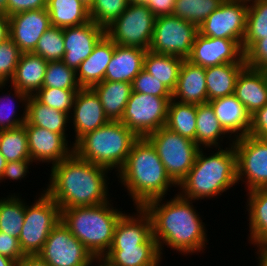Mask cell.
Wrapping results in <instances>:
<instances>
[{"mask_svg":"<svg viewBox=\"0 0 267 266\" xmlns=\"http://www.w3.org/2000/svg\"><path fill=\"white\" fill-rule=\"evenodd\" d=\"M21 54L18 46L10 38L0 43V83L9 84L12 80Z\"/></svg>","mask_w":267,"mask_h":266,"instance_id":"cell-45","label":"cell"},{"mask_svg":"<svg viewBox=\"0 0 267 266\" xmlns=\"http://www.w3.org/2000/svg\"><path fill=\"white\" fill-rule=\"evenodd\" d=\"M172 99L195 105L208 103L205 68L183 60Z\"/></svg>","mask_w":267,"mask_h":266,"instance_id":"cell-22","label":"cell"},{"mask_svg":"<svg viewBox=\"0 0 267 266\" xmlns=\"http://www.w3.org/2000/svg\"><path fill=\"white\" fill-rule=\"evenodd\" d=\"M33 163L34 162L32 160H18L7 162L3 174L0 178V183H5L7 179L11 182L12 180L13 182H21V180H24V178L26 180V177H28L27 175L30 173L29 169H31V167L34 165Z\"/></svg>","mask_w":267,"mask_h":266,"instance_id":"cell-48","label":"cell"},{"mask_svg":"<svg viewBox=\"0 0 267 266\" xmlns=\"http://www.w3.org/2000/svg\"><path fill=\"white\" fill-rule=\"evenodd\" d=\"M227 138V142L225 139ZM224 141V145L223 144ZM230 146L234 139L223 129L212 106L209 103L197 105L196 144L200 148H224ZM229 143V144H228Z\"/></svg>","mask_w":267,"mask_h":266,"instance_id":"cell-28","label":"cell"},{"mask_svg":"<svg viewBox=\"0 0 267 266\" xmlns=\"http://www.w3.org/2000/svg\"><path fill=\"white\" fill-rule=\"evenodd\" d=\"M46 9L53 27H74L90 21L89 9L80 0H47Z\"/></svg>","mask_w":267,"mask_h":266,"instance_id":"cell-34","label":"cell"},{"mask_svg":"<svg viewBox=\"0 0 267 266\" xmlns=\"http://www.w3.org/2000/svg\"><path fill=\"white\" fill-rule=\"evenodd\" d=\"M267 37V0H248L246 31L242 43L245 53L257 40Z\"/></svg>","mask_w":267,"mask_h":266,"instance_id":"cell-38","label":"cell"},{"mask_svg":"<svg viewBox=\"0 0 267 266\" xmlns=\"http://www.w3.org/2000/svg\"><path fill=\"white\" fill-rule=\"evenodd\" d=\"M138 137L121 121L107 124L88 132L73 146L81 159L114 170L116 174L124 165L133 143Z\"/></svg>","mask_w":267,"mask_h":266,"instance_id":"cell-6","label":"cell"},{"mask_svg":"<svg viewBox=\"0 0 267 266\" xmlns=\"http://www.w3.org/2000/svg\"><path fill=\"white\" fill-rule=\"evenodd\" d=\"M205 150L210 152L211 148L199 150L193 167L178 185V193L186 199H218V196L238 185L233 144L224 149L215 148L211 150L212 153H206Z\"/></svg>","mask_w":267,"mask_h":266,"instance_id":"cell-4","label":"cell"},{"mask_svg":"<svg viewBox=\"0 0 267 266\" xmlns=\"http://www.w3.org/2000/svg\"><path fill=\"white\" fill-rule=\"evenodd\" d=\"M116 178L133 207H142L146 202L162 198L178 185L167 174L155 148L146 138H138L132 145L129 155L116 173Z\"/></svg>","mask_w":267,"mask_h":266,"instance_id":"cell-3","label":"cell"},{"mask_svg":"<svg viewBox=\"0 0 267 266\" xmlns=\"http://www.w3.org/2000/svg\"><path fill=\"white\" fill-rule=\"evenodd\" d=\"M6 4H7V0H0V14H4Z\"/></svg>","mask_w":267,"mask_h":266,"instance_id":"cell-61","label":"cell"},{"mask_svg":"<svg viewBox=\"0 0 267 266\" xmlns=\"http://www.w3.org/2000/svg\"><path fill=\"white\" fill-rule=\"evenodd\" d=\"M79 90L42 87L33 96L42 104L71 115L74 99Z\"/></svg>","mask_w":267,"mask_h":266,"instance_id":"cell-43","label":"cell"},{"mask_svg":"<svg viewBox=\"0 0 267 266\" xmlns=\"http://www.w3.org/2000/svg\"><path fill=\"white\" fill-rule=\"evenodd\" d=\"M127 0H95L89 9L90 20L106 29L128 7Z\"/></svg>","mask_w":267,"mask_h":266,"instance_id":"cell-44","label":"cell"},{"mask_svg":"<svg viewBox=\"0 0 267 266\" xmlns=\"http://www.w3.org/2000/svg\"><path fill=\"white\" fill-rule=\"evenodd\" d=\"M96 266H114V265H112L104 257H97V265Z\"/></svg>","mask_w":267,"mask_h":266,"instance_id":"cell-57","label":"cell"},{"mask_svg":"<svg viewBox=\"0 0 267 266\" xmlns=\"http://www.w3.org/2000/svg\"><path fill=\"white\" fill-rule=\"evenodd\" d=\"M246 63H225L205 68L208 101L234 94L237 78Z\"/></svg>","mask_w":267,"mask_h":266,"instance_id":"cell-32","label":"cell"},{"mask_svg":"<svg viewBox=\"0 0 267 266\" xmlns=\"http://www.w3.org/2000/svg\"><path fill=\"white\" fill-rule=\"evenodd\" d=\"M224 0H176L172 15L195 24L198 28Z\"/></svg>","mask_w":267,"mask_h":266,"instance_id":"cell-40","label":"cell"},{"mask_svg":"<svg viewBox=\"0 0 267 266\" xmlns=\"http://www.w3.org/2000/svg\"><path fill=\"white\" fill-rule=\"evenodd\" d=\"M234 95L250 115L267 104V71L246 66L239 74Z\"/></svg>","mask_w":267,"mask_h":266,"instance_id":"cell-21","label":"cell"},{"mask_svg":"<svg viewBox=\"0 0 267 266\" xmlns=\"http://www.w3.org/2000/svg\"><path fill=\"white\" fill-rule=\"evenodd\" d=\"M112 201L111 198L95 206L61 209V222L94 257H103L110 250L115 227L125 213Z\"/></svg>","mask_w":267,"mask_h":266,"instance_id":"cell-5","label":"cell"},{"mask_svg":"<svg viewBox=\"0 0 267 266\" xmlns=\"http://www.w3.org/2000/svg\"><path fill=\"white\" fill-rule=\"evenodd\" d=\"M254 256L258 257V260H255L258 264L257 266H267V245L261 248Z\"/></svg>","mask_w":267,"mask_h":266,"instance_id":"cell-55","label":"cell"},{"mask_svg":"<svg viewBox=\"0 0 267 266\" xmlns=\"http://www.w3.org/2000/svg\"><path fill=\"white\" fill-rule=\"evenodd\" d=\"M244 59L248 67L267 71V37L257 40L244 53Z\"/></svg>","mask_w":267,"mask_h":266,"instance_id":"cell-47","label":"cell"},{"mask_svg":"<svg viewBox=\"0 0 267 266\" xmlns=\"http://www.w3.org/2000/svg\"><path fill=\"white\" fill-rule=\"evenodd\" d=\"M176 0H148L145 4L155 17L172 15Z\"/></svg>","mask_w":267,"mask_h":266,"instance_id":"cell-52","label":"cell"},{"mask_svg":"<svg viewBox=\"0 0 267 266\" xmlns=\"http://www.w3.org/2000/svg\"><path fill=\"white\" fill-rule=\"evenodd\" d=\"M7 164L6 159L4 158V156L0 153V178L3 174L4 168Z\"/></svg>","mask_w":267,"mask_h":266,"instance_id":"cell-58","label":"cell"},{"mask_svg":"<svg viewBox=\"0 0 267 266\" xmlns=\"http://www.w3.org/2000/svg\"><path fill=\"white\" fill-rule=\"evenodd\" d=\"M105 35V29L92 20L80 26L63 28L65 53L62 61L77 70Z\"/></svg>","mask_w":267,"mask_h":266,"instance_id":"cell-19","label":"cell"},{"mask_svg":"<svg viewBox=\"0 0 267 266\" xmlns=\"http://www.w3.org/2000/svg\"><path fill=\"white\" fill-rule=\"evenodd\" d=\"M129 4H143L145 5L148 0H127Z\"/></svg>","mask_w":267,"mask_h":266,"instance_id":"cell-59","label":"cell"},{"mask_svg":"<svg viewBox=\"0 0 267 266\" xmlns=\"http://www.w3.org/2000/svg\"><path fill=\"white\" fill-rule=\"evenodd\" d=\"M135 212H125L119 219L112 246H135L145 243L152 236V223L143 207L136 206Z\"/></svg>","mask_w":267,"mask_h":266,"instance_id":"cell-23","label":"cell"},{"mask_svg":"<svg viewBox=\"0 0 267 266\" xmlns=\"http://www.w3.org/2000/svg\"><path fill=\"white\" fill-rule=\"evenodd\" d=\"M171 99L172 97H158L132 91L121 122L138 138H145L166 125Z\"/></svg>","mask_w":267,"mask_h":266,"instance_id":"cell-10","label":"cell"},{"mask_svg":"<svg viewBox=\"0 0 267 266\" xmlns=\"http://www.w3.org/2000/svg\"><path fill=\"white\" fill-rule=\"evenodd\" d=\"M103 257L114 266H160L163 261L153 235L140 245L111 246Z\"/></svg>","mask_w":267,"mask_h":266,"instance_id":"cell-24","label":"cell"},{"mask_svg":"<svg viewBox=\"0 0 267 266\" xmlns=\"http://www.w3.org/2000/svg\"><path fill=\"white\" fill-rule=\"evenodd\" d=\"M7 85L8 83H0V92L5 88V90H7L6 92L4 90V92L1 93L2 96H0V131L18 128L23 126L26 122V108L29 96L18 88ZM7 87H10V89L8 90ZM15 102L19 104V106H16ZM20 104L22 106H20ZM17 107L19 110L22 108V110H20L21 112ZM17 111L23 114L17 113Z\"/></svg>","mask_w":267,"mask_h":266,"instance_id":"cell-33","label":"cell"},{"mask_svg":"<svg viewBox=\"0 0 267 266\" xmlns=\"http://www.w3.org/2000/svg\"><path fill=\"white\" fill-rule=\"evenodd\" d=\"M248 135L267 139V104L251 115Z\"/></svg>","mask_w":267,"mask_h":266,"instance_id":"cell-51","label":"cell"},{"mask_svg":"<svg viewBox=\"0 0 267 266\" xmlns=\"http://www.w3.org/2000/svg\"><path fill=\"white\" fill-rule=\"evenodd\" d=\"M20 193H9L0 197V231L19 237L25 219V197Z\"/></svg>","mask_w":267,"mask_h":266,"instance_id":"cell-37","label":"cell"},{"mask_svg":"<svg viewBox=\"0 0 267 266\" xmlns=\"http://www.w3.org/2000/svg\"><path fill=\"white\" fill-rule=\"evenodd\" d=\"M186 60L203 68L225 63H245L242 47L235 40L203 36L199 32Z\"/></svg>","mask_w":267,"mask_h":266,"instance_id":"cell-15","label":"cell"},{"mask_svg":"<svg viewBox=\"0 0 267 266\" xmlns=\"http://www.w3.org/2000/svg\"><path fill=\"white\" fill-rule=\"evenodd\" d=\"M245 203L249 227L248 243L256 247L255 253L267 245V189H254L247 192Z\"/></svg>","mask_w":267,"mask_h":266,"instance_id":"cell-27","label":"cell"},{"mask_svg":"<svg viewBox=\"0 0 267 266\" xmlns=\"http://www.w3.org/2000/svg\"><path fill=\"white\" fill-rule=\"evenodd\" d=\"M28 138V148L31 160L36 164L47 163L51 167L73 153V145L62 134L45 128L24 124ZM70 142V144H69Z\"/></svg>","mask_w":267,"mask_h":266,"instance_id":"cell-16","label":"cell"},{"mask_svg":"<svg viewBox=\"0 0 267 266\" xmlns=\"http://www.w3.org/2000/svg\"><path fill=\"white\" fill-rule=\"evenodd\" d=\"M9 17L5 14H0V43L9 38Z\"/></svg>","mask_w":267,"mask_h":266,"instance_id":"cell-54","label":"cell"},{"mask_svg":"<svg viewBox=\"0 0 267 266\" xmlns=\"http://www.w3.org/2000/svg\"><path fill=\"white\" fill-rule=\"evenodd\" d=\"M92 89L99 96L105 115L109 121H121L132 93L131 83L104 80L94 85Z\"/></svg>","mask_w":267,"mask_h":266,"instance_id":"cell-31","label":"cell"},{"mask_svg":"<svg viewBox=\"0 0 267 266\" xmlns=\"http://www.w3.org/2000/svg\"><path fill=\"white\" fill-rule=\"evenodd\" d=\"M248 0H224L199 26V33L235 40L241 47L246 31Z\"/></svg>","mask_w":267,"mask_h":266,"instance_id":"cell-13","label":"cell"},{"mask_svg":"<svg viewBox=\"0 0 267 266\" xmlns=\"http://www.w3.org/2000/svg\"><path fill=\"white\" fill-rule=\"evenodd\" d=\"M88 9L94 4L95 0H80Z\"/></svg>","mask_w":267,"mask_h":266,"instance_id":"cell-60","label":"cell"},{"mask_svg":"<svg viewBox=\"0 0 267 266\" xmlns=\"http://www.w3.org/2000/svg\"><path fill=\"white\" fill-rule=\"evenodd\" d=\"M46 6L47 0H7L4 14L9 17L23 11L44 9Z\"/></svg>","mask_w":267,"mask_h":266,"instance_id":"cell-50","label":"cell"},{"mask_svg":"<svg viewBox=\"0 0 267 266\" xmlns=\"http://www.w3.org/2000/svg\"><path fill=\"white\" fill-rule=\"evenodd\" d=\"M233 147L238 185L244 183L246 192L267 189V139L246 135L234 139Z\"/></svg>","mask_w":267,"mask_h":266,"instance_id":"cell-11","label":"cell"},{"mask_svg":"<svg viewBox=\"0 0 267 266\" xmlns=\"http://www.w3.org/2000/svg\"><path fill=\"white\" fill-rule=\"evenodd\" d=\"M166 199L156 198L142 206L151 218L152 235L161 257L165 255V246L183 256L204 254L209 244L208 230L203 216L193 205L197 201L186 199L178 192Z\"/></svg>","mask_w":267,"mask_h":266,"instance_id":"cell-1","label":"cell"},{"mask_svg":"<svg viewBox=\"0 0 267 266\" xmlns=\"http://www.w3.org/2000/svg\"><path fill=\"white\" fill-rule=\"evenodd\" d=\"M16 266H49L38 254L25 255Z\"/></svg>","mask_w":267,"mask_h":266,"instance_id":"cell-53","label":"cell"},{"mask_svg":"<svg viewBox=\"0 0 267 266\" xmlns=\"http://www.w3.org/2000/svg\"><path fill=\"white\" fill-rule=\"evenodd\" d=\"M25 124L45 128L70 139L67 133L71 128L70 115L42 104L34 96H29L27 100Z\"/></svg>","mask_w":267,"mask_h":266,"instance_id":"cell-30","label":"cell"},{"mask_svg":"<svg viewBox=\"0 0 267 266\" xmlns=\"http://www.w3.org/2000/svg\"><path fill=\"white\" fill-rule=\"evenodd\" d=\"M38 255L49 266H84L94 259L61 221L52 229Z\"/></svg>","mask_w":267,"mask_h":266,"instance_id":"cell-14","label":"cell"},{"mask_svg":"<svg viewBox=\"0 0 267 266\" xmlns=\"http://www.w3.org/2000/svg\"><path fill=\"white\" fill-rule=\"evenodd\" d=\"M37 195L32 204L25 199V219L18 237L25 255L38 254L52 229L61 221V209L56 202L44 191Z\"/></svg>","mask_w":267,"mask_h":266,"instance_id":"cell-7","label":"cell"},{"mask_svg":"<svg viewBox=\"0 0 267 266\" xmlns=\"http://www.w3.org/2000/svg\"><path fill=\"white\" fill-rule=\"evenodd\" d=\"M48 61L34 53H22L10 85L28 96L42 88Z\"/></svg>","mask_w":267,"mask_h":266,"instance_id":"cell-29","label":"cell"},{"mask_svg":"<svg viewBox=\"0 0 267 266\" xmlns=\"http://www.w3.org/2000/svg\"><path fill=\"white\" fill-rule=\"evenodd\" d=\"M51 26L46 8L19 12L9 16V38L22 53H31L43 33Z\"/></svg>","mask_w":267,"mask_h":266,"instance_id":"cell-18","label":"cell"},{"mask_svg":"<svg viewBox=\"0 0 267 266\" xmlns=\"http://www.w3.org/2000/svg\"><path fill=\"white\" fill-rule=\"evenodd\" d=\"M46 61H61L64 53L63 28L51 26L39 39L34 51Z\"/></svg>","mask_w":267,"mask_h":266,"instance_id":"cell-42","label":"cell"},{"mask_svg":"<svg viewBox=\"0 0 267 266\" xmlns=\"http://www.w3.org/2000/svg\"><path fill=\"white\" fill-rule=\"evenodd\" d=\"M183 58L147 50L143 69L163 83L172 93L176 89Z\"/></svg>","mask_w":267,"mask_h":266,"instance_id":"cell-35","label":"cell"},{"mask_svg":"<svg viewBox=\"0 0 267 266\" xmlns=\"http://www.w3.org/2000/svg\"><path fill=\"white\" fill-rule=\"evenodd\" d=\"M208 103L212 106L223 129L233 139L248 135L251 115L234 94L208 101Z\"/></svg>","mask_w":267,"mask_h":266,"instance_id":"cell-20","label":"cell"},{"mask_svg":"<svg viewBox=\"0 0 267 266\" xmlns=\"http://www.w3.org/2000/svg\"><path fill=\"white\" fill-rule=\"evenodd\" d=\"M155 20L156 17L146 5L129 4L105 32L116 45L148 50Z\"/></svg>","mask_w":267,"mask_h":266,"instance_id":"cell-9","label":"cell"},{"mask_svg":"<svg viewBox=\"0 0 267 266\" xmlns=\"http://www.w3.org/2000/svg\"><path fill=\"white\" fill-rule=\"evenodd\" d=\"M146 52L147 50L141 48L115 44L114 54L107 66L104 80L132 83L144 67Z\"/></svg>","mask_w":267,"mask_h":266,"instance_id":"cell-26","label":"cell"},{"mask_svg":"<svg viewBox=\"0 0 267 266\" xmlns=\"http://www.w3.org/2000/svg\"><path fill=\"white\" fill-rule=\"evenodd\" d=\"M0 153L7 162L31 160L25 126L0 131Z\"/></svg>","mask_w":267,"mask_h":266,"instance_id":"cell-39","label":"cell"},{"mask_svg":"<svg viewBox=\"0 0 267 266\" xmlns=\"http://www.w3.org/2000/svg\"><path fill=\"white\" fill-rule=\"evenodd\" d=\"M115 43L105 35L94 47L91 55L76 70L81 88H92L104 81L105 72L114 54Z\"/></svg>","mask_w":267,"mask_h":266,"instance_id":"cell-25","label":"cell"},{"mask_svg":"<svg viewBox=\"0 0 267 266\" xmlns=\"http://www.w3.org/2000/svg\"><path fill=\"white\" fill-rule=\"evenodd\" d=\"M197 105L171 99L165 127L196 143Z\"/></svg>","mask_w":267,"mask_h":266,"instance_id":"cell-36","label":"cell"},{"mask_svg":"<svg viewBox=\"0 0 267 266\" xmlns=\"http://www.w3.org/2000/svg\"><path fill=\"white\" fill-rule=\"evenodd\" d=\"M106 117L99 96L92 88H81L74 99L70 115V126L74 130L72 145L88 132L107 124ZM73 123V124H72Z\"/></svg>","mask_w":267,"mask_h":266,"instance_id":"cell-17","label":"cell"},{"mask_svg":"<svg viewBox=\"0 0 267 266\" xmlns=\"http://www.w3.org/2000/svg\"><path fill=\"white\" fill-rule=\"evenodd\" d=\"M42 87L81 89L76 70L68 67L62 60L48 62Z\"/></svg>","mask_w":267,"mask_h":266,"instance_id":"cell-41","label":"cell"},{"mask_svg":"<svg viewBox=\"0 0 267 266\" xmlns=\"http://www.w3.org/2000/svg\"><path fill=\"white\" fill-rule=\"evenodd\" d=\"M0 254L19 262L25 254L23 253L17 237L0 231Z\"/></svg>","mask_w":267,"mask_h":266,"instance_id":"cell-49","label":"cell"},{"mask_svg":"<svg viewBox=\"0 0 267 266\" xmlns=\"http://www.w3.org/2000/svg\"><path fill=\"white\" fill-rule=\"evenodd\" d=\"M131 85L133 92L158 97H172V92L144 69L133 79Z\"/></svg>","mask_w":267,"mask_h":266,"instance_id":"cell-46","label":"cell"},{"mask_svg":"<svg viewBox=\"0 0 267 266\" xmlns=\"http://www.w3.org/2000/svg\"><path fill=\"white\" fill-rule=\"evenodd\" d=\"M198 27L182 18L173 15L156 17L153 36L149 51L158 54L173 55L186 60L192 46Z\"/></svg>","mask_w":267,"mask_h":266,"instance_id":"cell-12","label":"cell"},{"mask_svg":"<svg viewBox=\"0 0 267 266\" xmlns=\"http://www.w3.org/2000/svg\"><path fill=\"white\" fill-rule=\"evenodd\" d=\"M0 266H16V262L0 254Z\"/></svg>","mask_w":267,"mask_h":266,"instance_id":"cell-56","label":"cell"},{"mask_svg":"<svg viewBox=\"0 0 267 266\" xmlns=\"http://www.w3.org/2000/svg\"><path fill=\"white\" fill-rule=\"evenodd\" d=\"M155 148L167 174L179 185L193 167L201 149L195 141L161 127L145 137Z\"/></svg>","mask_w":267,"mask_h":266,"instance_id":"cell-8","label":"cell"},{"mask_svg":"<svg viewBox=\"0 0 267 266\" xmlns=\"http://www.w3.org/2000/svg\"><path fill=\"white\" fill-rule=\"evenodd\" d=\"M49 169L43 190L60 209L95 206L110 201L111 171L79 158L74 152Z\"/></svg>","mask_w":267,"mask_h":266,"instance_id":"cell-2","label":"cell"},{"mask_svg":"<svg viewBox=\"0 0 267 266\" xmlns=\"http://www.w3.org/2000/svg\"><path fill=\"white\" fill-rule=\"evenodd\" d=\"M97 257H94V259L92 261H90L88 264L84 265V266H95L97 265Z\"/></svg>","mask_w":267,"mask_h":266,"instance_id":"cell-62","label":"cell"}]
</instances>
